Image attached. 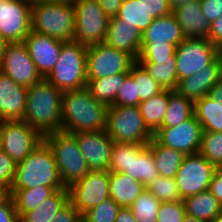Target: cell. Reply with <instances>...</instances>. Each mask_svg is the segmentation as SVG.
Here are the masks:
<instances>
[{
	"mask_svg": "<svg viewBox=\"0 0 222 222\" xmlns=\"http://www.w3.org/2000/svg\"><path fill=\"white\" fill-rule=\"evenodd\" d=\"M107 109L86 87L64 91L61 107L62 131L74 134L106 130Z\"/></svg>",
	"mask_w": 222,
	"mask_h": 222,
	"instance_id": "obj_1",
	"label": "cell"
},
{
	"mask_svg": "<svg viewBox=\"0 0 222 222\" xmlns=\"http://www.w3.org/2000/svg\"><path fill=\"white\" fill-rule=\"evenodd\" d=\"M62 95L63 91L43 78L28 88L23 120L42 136L62 131Z\"/></svg>",
	"mask_w": 222,
	"mask_h": 222,
	"instance_id": "obj_2",
	"label": "cell"
},
{
	"mask_svg": "<svg viewBox=\"0 0 222 222\" xmlns=\"http://www.w3.org/2000/svg\"><path fill=\"white\" fill-rule=\"evenodd\" d=\"M37 186L65 187L52 150L44 140L17 164L10 189H31Z\"/></svg>",
	"mask_w": 222,
	"mask_h": 222,
	"instance_id": "obj_3",
	"label": "cell"
},
{
	"mask_svg": "<svg viewBox=\"0 0 222 222\" xmlns=\"http://www.w3.org/2000/svg\"><path fill=\"white\" fill-rule=\"evenodd\" d=\"M75 10L73 2H32V31L63 42L74 41Z\"/></svg>",
	"mask_w": 222,
	"mask_h": 222,
	"instance_id": "obj_4",
	"label": "cell"
},
{
	"mask_svg": "<svg viewBox=\"0 0 222 222\" xmlns=\"http://www.w3.org/2000/svg\"><path fill=\"white\" fill-rule=\"evenodd\" d=\"M109 172L127 174L145 187L160 176L151 149L139 143L114 142Z\"/></svg>",
	"mask_w": 222,
	"mask_h": 222,
	"instance_id": "obj_5",
	"label": "cell"
},
{
	"mask_svg": "<svg viewBox=\"0 0 222 222\" xmlns=\"http://www.w3.org/2000/svg\"><path fill=\"white\" fill-rule=\"evenodd\" d=\"M87 46L77 42H63L60 57L45 77L61 91L79 90L87 85Z\"/></svg>",
	"mask_w": 222,
	"mask_h": 222,
	"instance_id": "obj_6",
	"label": "cell"
},
{
	"mask_svg": "<svg viewBox=\"0 0 222 222\" xmlns=\"http://www.w3.org/2000/svg\"><path fill=\"white\" fill-rule=\"evenodd\" d=\"M43 140L52 150L65 187L69 188L91 171L72 134L63 131L52 132L43 136Z\"/></svg>",
	"mask_w": 222,
	"mask_h": 222,
	"instance_id": "obj_7",
	"label": "cell"
},
{
	"mask_svg": "<svg viewBox=\"0 0 222 222\" xmlns=\"http://www.w3.org/2000/svg\"><path fill=\"white\" fill-rule=\"evenodd\" d=\"M106 131L114 142L149 144L154 134L145 125L138 106H109Z\"/></svg>",
	"mask_w": 222,
	"mask_h": 222,
	"instance_id": "obj_8",
	"label": "cell"
},
{
	"mask_svg": "<svg viewBox=\"0 0 222 222\" xmlns=\"http://www.w3.org/2000/svg\"><path fill=\"white\" fill-rule=\"evenodd\" d=\"M75 38L74 41L86 46L104 43L109 18L97 0H75Z\"/></svg>",
	"mask_w": 222,
	"mask_h": 222,
	"instance_id": "obj_9",
	"label": "cell"
},
{
	"mask_svg": "<svg viewBox=\"0 0 222 222\" xmlns=\"http://www.w3.org/2000/svg\"><path fill=\"white\" fill-rule=\"evenodd\" d=\"M42 141L43 136L24 120L0 121L1 149L16 165Z\"/></svg>",
	"mask_w": 222,
	"mask_h": 222,
	"instance_id": "obj_10",
	"label": "cell"
},
{
	"mask_svg": "<svg viewBox=\"0 0 222 222\" xmlns=\"http://www.w3.org/2000/svg\"><path fill=\"white\" fill-rule=\"evenodd\" d=\"M219 55L208 38H185L175 49L178 80L203 70Z\"/></svg>",
	"mask_w": 222,
	"mask_h": 222,
	"instance_id": "obj_11",
	"label": "cell"
},
{
	"mask_svg": "<svg viewBox=\"0 0 222 222\" xmlns=\"http://www.w3.org/2000/svg\"><path fill=\"white\" fill-rule=\"evenodd\" d=\"M136 60L128 53L105 43L87 46V79L104 78L110 75L129 73Z\"/></svg>",
	"mask_w": 222,
	"mask_h": 222,
	"instance_id": "obj_12",
	"label": "cell"
},
{
	"mask_svg": "<svg viewBox=\"0 0 222 222\" xmlns=\"http://www.w3.org/2000/svg\"><path fill=\"white\" fill-rule=\"evenodd\" d=\"M216 168L200 153L185 155L175 176L181 199L208 190Z\"/></svg>",
	"mask_w": 222,
	"mask_h": 222,
	"instance_id": "obj_13",
	"label": "cell"
},
{
	"mask_svg": "<svg viewBox=\"0 0 222 222\" xmlns=\"http://www.w3.org/2000/svg\"><path fill=\"white\" fill-rule=\"evenodd\" d=\"M110 172L91 170L69 189V200L82 216L86 211L110 198Z\"/></svg>",
	"mask_w": 222,
	"mask_h": 222,
	"instance_id": "obj_14",
	"label": "cell"
},
{
	"mask_svg": "<svg viewBox=\"0 0 222 222\" xmlns=\"http://www.w3.org/2000/svg\"><path fill=\"white\" fill-rule=\"evenodd\" d=\"M31 30V0H0V35L7 42H23Z\"/></svg>",
	"mask_w": 222,
	"mask_h": 222,
	"instance_id": "obj_15",
	"label": "cell"
},
{
	"mask_svg": "<svg viewBox=\"0 0 222 222\" xmlns=\"http://www.w3.org/2000/svg\"><path fill=\"white\" fill-rule=\"evenodd\" d=\"M0 71L17 84L29 88L43 77L38 72L24 42H8L0 63Z\"/></svg>",
	"mask_w": 222,
	"mask_h": 222,
	"instance_id": "obj_16",
	"label": "cell"
},
{
	"mask_svg": "<svg viewBox=\"0 0 222 222\" xmlns=\"http://www.w3.org/2000/svg\"><path fill=\"white\" fill-rule=\"evenodd\" d=\"M202 134L201 124L192 116L175 127L160 128L154 138L161 145L189 155L199 153Z\"/></svg>",
	"mask_w": 222,
	"mask_h": 222,
	"instance_id": "obj_17",
	"label": "cell"
},
{
	"mask_svg": "<svg viewBox=\"0 0 222 222\" xmlns=\"http://www.w3.org/2000/svg\"><path fill=\"white\" fill-rule=\"evenodd\" d=\"M90 170L109 171L114 141L106 130L72 134Z\"/></svg>",
	"mask_w": 222,
	"mask_h": 222,
	"instance_id": "obj_18",
	"label": "cell"
},
{
	"mask_svg": "<svg viewBox=\"0 0 222 222\" xmlns=\"http://www.w3.org/2000/svg\"><path fill=\"white\" fill-rule=\"evenodd\" d=\"M23 42L38 72L45 78L60 57L62 41L31 30Z\"/></svg>",
	"mask_w": 222,
	"mask_h": 222,
	"instance_id": "obj_19",
	"label": "cell"
},
{
	"mask_svg": "<svg viewBox=\"0 0 222 222\" xmlns=\"http://www.w3.org/2000/svg\"><path fill=\"white\" fill-rule=\"evenodd\" d=\"M222 75V56L219 55L203 70L194 73L188 78L178 80L175 91L185 98L195 102L205 95L217 83Z\"/></svg>",
	"mask_w": 222,
	"mask_h": 222,
	"instance_id": "obj_20",
	"label": "cell"
},
{
	"mask_svg": "<svg viewBox=\"0 0 222 222\" xmlns=\"http://www.w3.org/2000/svg\"><path fill=\"white\" fill-rule=\"evenodd\" d=\"M28 88L0 71V121L23 120Z\"/></svg>",
	"mask_w": 222,
	"mask_h": 222,
	"instance_id": "obj_21",
	"label": "cell"
},
{
	"mask_svg": "<svg viewBox=\"0 0 222 222\" xmlns=\"http://www.w3.org/2000/svg\"><path fill=\"white\" fill-rule=\"evenodd\" d=\"M141 34L135 25H130L116 16L109 20L104 43L137 60L141 50Z\"/></svg>",
	"mask_w": 222,
	"mask_h": 222,
	"instance_id": "obj_22",
	"label": "cell"
},
{
	"mask_svg": "<svg viewBox=\"0 0 222 222\" xmlns=\"http://www.w3.org/2000/svg\"><path fill=\"white\" fill-rule=\"evenodd\" d=\"M185 38H209L210 23L201 10L200 0L181 4L172 10Z\"/></svg>",
	"mask_w": 222,
	"mask_h": 222,
	"instance_id": "obj_23",
	"label": "cell"
},
{
	"mask_svg": "<svg viewBox=\"0 0 222 222\" xmlns=\"http://www.w3.org/2000/svg\"><path fill=\"white\" fill-rule=\"evenodd\" d=\"M184 39L181 27L172 13L155 18L141 34V43H171L175 47Z\"/></svg>",
	"mask_w": 222,
	"mask_h": 222,
	"instance_id": "obj_24",
	"label": "cell"
},
{
	"mask_svg": "<svg viewBox=\"0 0 222 222\" xmlns=\"http://www.w3.org/2000/svg\"><path fill=\"white\" fill-rule=\"evenodd\" d=\"M110 198L120 207H130L134 201L146 190V187L129 175L110 172Z\"/></svg>",
	"mask_w": 222,
	"mask_h": 222,
	"instance_id": "obj_25",
	"label": "cell"
},
{
	"mask_svg": "<svg viewBox=\"0 0 222 222\" xmlns=\"http://www.w3.org/2000/svg\"><path fill=\"white\" fill-rule=\"evenodd\" d=\"M186 214L197 219L211 222L222 212V204L213 196L211 191L205 190L184 200Z\"/></svg>",
	"mask_w": 222,
	"mask_h": 222,
	"instance_id": "obj_26",
	"label": "cell"
},
{
	"mask_svg": "<svg viewBox=\"0 0 222 222\" xmlns=\"http://www.w3.org/2000/svg\"><path fill=\"white\" fill-rule=\"evenodd\" d=\"M147 146L152 151L159 175L167 178H175L185 154L161 145L155 138H153Z\"/></svg>",
	"mask_w": 222,
	"mask_h": 222,
	"instance_id": "obj_27",
	"label": "cell"
},
{
	"mask_svg": "<svg viewBox=\"0 0 222 222\" xmlns=\"http://www.w3.org/2000/svg\"><path fill=\"white\" fill-rule=\"evenodd\" d=\"M162 89L175 90L178 78L175 54L170 59L136 60Z\"/></svg>",
	"mask_w": 222,
	"mask_h": 222,
	"instance_id": "obj_28",
	"label": "cell"
},
{
	"mask_svg": "<svg viewBox=\"0 0 222 222\" xmlns=\"http://www.w3.org/2000/svg\"><path fill=\"white\" fill-rule=\"evenodd\" d=\"M169 99V90L163 89L157 95L141 101L138 105L145 125L155 134L164 120Z\"/></svg>",
	"mask_w": 222,
	"mask_h": 222,
	"instance_id": "obj_29",
	"label": "cell"
},
{
	"mask_svg": "<svg viewBox=\"0 0 222 222\" xmlns=\"http://www.w3.org/2000/svg\"><path fill=\"white\" fill-rule=\"evenodd\" d=\"M194 116L203 132H222V104L208 95L194 102Z\"/></svg>",
	"mask_w": 222,
	"mask_h": 222,
	"instance_id": "obj_30",
	"label": "cell"
},
{
	"mask_svg": "<svg viewBox=\"0 0 222 222\" xmlns=\"http://www.w3.org/2000/svg\"><path fill=\"white\" fill-rule=\"evenodd\" d=\"M128 75L129 73H120L104 78L87 79L86 88L97 101L109 107L113 105L115 97Z\"/></svg>",
	"mask_w": 222,
	"mask_h": 222,
	"instance_id": "obj_31",
	"label": "cell"
},
{
	"mask_svg": "<svg viewBox=\"0 0 222 222\" xmlns=\"http://www.w3.org/2000/svg\"><path fill=\"white\" fill-rule=\"evenodd\" d=\"M69 201V189L57 190L36 209L18 213L20 222H50L54 214Z\"/></svg>",
	"mask_w": 222,
	"mask_h": 222,
	"instance_id": "obj_32",
	"label": "cell"
},
{
	"mask_svg": "<svg viewBox=\"0 0 222 222\" xmlns=\"http://www.w3.org/2000/svg\"><path fill=\"white\" fill-rule=\"evenodd\" d=\"M66 187L37 186L31 189H10L15 208L18 213H26L36 209L57 190Z\"/></svg>",
	"mask_w": 222,
	"mask_h": 222,
	"instance_id": "obj_33",
	"label": "cell"
},
{
	"mask_svg": "<svg viewBox=\"0 0 222 222\" xmlns=\"http://www.w3.org/2000/svg\"><path fill=\"white\" fill-rule=\"evenodd\" d=\"M192 116H194V102L175 90H169L167 110L161 128L175 127Z\"/></svg>",
	"mask_w": 222,
	"mask_h": 222,
	"instance_id": "obj_34",
	"label": "cell"
},
{
	"mask_svg": "<svg viewBox=\"0 0 222 222\" xmlns=\"http://www.w3.org/2000/svg\"><path fill=\"white\" fill-rule=\"evenodd\" d=\"M117 17L130 25H135L141 33L155 19L139 0H124Z\"/></svg>",
	"mask_w": 222,
	"mask_h": 222,
	"instance_id": "obj_35",
	"label": "cell"
},
{
	"mask_svg": "<svg viewBox=\"0 0 222 222\" xmlns=\"http://www.w3.org/2000/svg\"><path fill=\"white\" fill-rule=\"evenodd\" d=\"M161 201L147 189L129 207L136 222H157Z\"/></svg>",
	"mask_w": 222,
	"mask_h": 222,
	"instance_id": "obj_36",
	"label": "cell"
},
{
	"mask_svg": "<svg viewBox=\"0 0 222 222\" xmlns=\"http://www.w3.org/2000/svg\"><path fill=\"white\" fill-rule=\"evenodd\" d=\"M129 75L134 79L137 96H139L140 102L157 95L163 90L161 86L150 77L146 69L137 61L131 66Z\"/></svg>",
	"mask_w": 222,
	"mask_h": 222,
	"instance_id": "obj_37",
	"label": "cell"
},
{
	"mask_svg": "<svg viewBox=\"0 0 222 222\" xmlns=\"http://www.w3.org/2000/svg\"><path fill=\"white\" fill-rule=\"evenodd\" d=\"M199 153L211 164L222 167V132H203Z\"/></svg>",
	"mask_w": 222,
	"mask_h": 222,
	"instance_id": "obj_38",
	"label": "cell"
},
{
	"mask_svg": "<svg viewBox=\"0 0 222 222\" xmlns=\"http://www.w3.org/2000/svg\"><path fill=\"white\" fill-rule=\"evenodd\" d=\"M121 207L109 198L86 211L82 216V222H115Z\"/></svg>",
	"mask_w": 222,
	"mask_h": 222,
	"instance_id": "obj_39",
	"label": "cell"
},
{
	"mask_svg": "<svg viewBox=\"0 0 222 222\" xmlns=\"http://www.w3.org/2000/svg\"><path fill=\"white\" fill-rule=\"evenodd\" d=\"M146 189L154 194L161 202L182 200L175 178L159 176L153 180Z\"/></svg>",
	"mask_w": 222,
	"mask_h": 222,
	"instance_id": "obj_40",
	"label": "cell"
},
{
	"mask_svg": "<svg viewBox=\"0 0 222 222\" xmlns=\"http://www.w3.org/2000/svg\"><path fill=\"white\" fill-rule=\"evenodd\" d=\"M175 49L171 43H141L137 60L170 59L175 54Z\"/></svg>",
	"mask_w": 222,
	"mask_h": 222,
	"instance_id": "obj_41",
	"label": "cell"
},
{
	"mask_svg": "<svg viewBox=\"0 0 222 222\" xmlns=\"http://www.w3.org/2000/svg\"><path fill=\"white\" fill-rule=\"evenodd\" d=\"M185 215L186 208L183 200L161 202L157 222H183Z\"/></svg>",
	"mask_w": 222,
	"mask_h": 222,
	"instance_id": "obj_42",
	"label": "cell"
},
{
	"mask_svg": "<svg viewBox=\"0 0 222 222\" xmlns=\"http://www.w3.org/2000/svg\"><path fill=\"white\" fill-rule=\"evenodd\" d=\"M140 98L137 96V89L134 79L128 75L122 87L119 89L112 106H138Z\"/></svg>",
	"mask_w": 222,
	"mask_h": 222,
	"instance_id": "obj_43",
	"label": "cell"
},
{
	"mask_svg": "<svg viewBox=\"0 0 222 222\" xmlns=\"http://www.w3.org/2000/svg\"><path fill=\"white\" fill-rule=\"evenodd\" d=\"M16 166V163L2 149H0V183L11 188Z\"/></svg>",
	"mask_w": 222,
	"mask_h": 222,
	"instance_id": "obj_44",
	"label": "cell"
},
{
	"mask_svg": "<svg viewBox=\"0 0 222 222\" xmlns=\"http://www.w3.org/2000/svg\"><path fill=\"white\" fill-rule=\"evenodd\" d=\"M50 222H82V218L78 210L69 200L63 207L59 209Z\"/></svg>",
	"mask_w": 222,
	"mask_h": 222,
	"instance_id": "obj_45",
	"label": "cell"
},
{
	"mask_svg": "<svg viewBox=\"0 0 222 222\" xmlns=\"http://www.w3.org/2000/svg\"><path fill=\"white\" fill-rule=\"evenodd\" d=\"M155 18L164 17L172 13L167 0H139Z\"/></svg>",
	"mask_w": 222,
	"mask_h": 222,
	"instance_id": "obj_46",
	"label": "cell"
},
{
	"mask_svg": "<svg viewBox=\"0 0 222 222\" xmlns=\"http://www.w3.org/2000/svg\"><path fill=\"white\" fill-rule=\"evenodd\" d=\"M200 5L210 24L222 14V0H200Z\"/></svg>",
	"mask_w": 222,
	"mask_h": 222,
	"instance_id": "obj_47",
	"label": "cell"
},
{
	"mask_svg": "<svg viewBox=\"0 0 222 222\" xmlns=\"http://www.w3.org/2000/svg\"><path fill=\"white\" fill-rule=\"evenodd\" d=\"M0 222H20L12 195L0 203Z\"/></svg>",
	"mask_w": 222,
	"mask_h": 222,
	"instance_id": "obj_48",
	"label": "cell"
},
{
	"mask_svg": "<svg viewBox=\"0 0 222 222\" xmlns=\"http://www.w3.org/2000/svg\"><path fill=\"white\" fill-rule=\"evenodd\" d=\"M209 41L222 50V14L210 25Z\"/></svg>",
	"mask_w": 222,
	"mask_h": 222,
	"instance_id": "obj_49",
	"label": "cell"
},
{
	"mask_svg": "<svg viewBox=\"0 0 222 222\" xmlns=\"http://www.w3.org/2000/svg\"><path fill=\"white\" fill-rule=\"evenodd\" d=\"M209 190L222 204V167H217L215 169Z\"/></svg>",
	"mask_w": 222,
	"mask_h": 222,
	"instance_id": "obj_50",
	"label": "cell"
},
{
	"mask_svg": "<svg viewBox=\"0 0 222 222\" xmlns=\"http://www.w3.org/2000/svg\"><path fill=\"white\" fill-rule=\"evenodd\" d=\"M106 16L111 19L116 17L124 0H97Z\"/></svg>",
	"mask_w": 222,
	"mask_h": 222,
	"instance_id": "obj_51",
	"label": "cell"
},
{
	"mask_svg": "<svg viewBox=\"0 0 222 222\" xmlns=\"http://www.w3.org/2000/svg\"><path fill=\"white\" fill-rule=\"evenodd\" d=\"M115 222H136V220L129 207H121Z\"/></svg>",
	"mask_w": 222,
	"mask_h": 222,
	"instance_id": "obj_52",
	"label": "cell"
},
{
	"mask_svg": "<svg viewBox=\"0 0 222 222\" xmlns=\"http://www.w3.org/2000/svg\"><path fill=\"white\" fill-rule=\"evenodd\" d=\"M208 96L214 99L217 103L222 104V75L217 83L209 90Z\"/></svg>",
	"mask_w": 222,
	"mask_h": 222,
	"instance_id": "obj_53",
	"label": "cell"
},
{
	"mask_svg": "<svg viewBox=\"0 0 222 222\" xmlns=\"http://www.w3.org/2000/svg\"><path fill=\"white\" fill-rule=\"evenodd\" d=\"M11 196L10 188L0 183V203L6 201Z\"/></svg>",
	"mask_w": 222,
	"mask_h": 222,
	"instance_id": "obj_54",
	"label": "cell"
},
{
	"mask_svg": "<svg viewBox=\"0 0 222 222\" xmlns=\"http://www.w3.org/2000/svg\"><path fill=\"white\" fill-rule=\"evenodd\" d=\"M167 1L169 4V7L173 10L177 6H180L181 4H184L186 2L193 1V0H167Z\"/></svg>",
	"mask_w": 222,
	"mask_h": 222,
	"instance_id": "obj_55",
	"label": "cell"
},
{
	"mask_svg": "<svg viewBox=\"0 0 222 222\" xmlns=\"http://www.w3.org/2000/svg\"><path fill=\"white\" fill-rule=\"evenodd\" d=\"M7 41L0 35V63L5 52Z\"/></svg>",
	"mask_w": 222,
	"mask_h": 222,
	"instance_id": "obj_56",
	"label": "cell"
},
{
	"mask_svg": "<svg viewBox=\"0 0 222 222\" xmlns=\"http://www.w3.org/2000/svg\"><path fill=\"white\" fill-rule=\"evenodd\" d=\"M183 222H206V221L197 219L193 216H190V215L186 214L184 219H183Z\"/></svg>",
	"mask_w": 222,
	"mask_h": 222,
	"instance_id": "obj_57",
	"label": "cell"
},
{
	"mask_svg": "<svg viewBox=\"0 0 222 222\" xmlns=\"http://www.w3.org/2000/svg\"><path fill=\"white\" fill-rule=\"evenodd\" d=\"M211 222H222V212L219 213Z\"/></svg>",
	"mask_w": 222,
	"mask_h": 222,
	"instance_id": "obj_58",
	"label": "cell"
},
{
	"mask_svg": "<svg viewBox=\"0 0 222 222\" xmlns=\"http://www.w3.org/2000/svg\"><path fill=\"white\" fill-rule=\"evenodd\" d=\"M32 2H41V1H67V2H73L75 0H31Z\"/></svg>",
	"mask_w": 222,
	"mask_h": 222,
	"instance_id": "obj_59",
	"label": "cell"
}]
</instances>
